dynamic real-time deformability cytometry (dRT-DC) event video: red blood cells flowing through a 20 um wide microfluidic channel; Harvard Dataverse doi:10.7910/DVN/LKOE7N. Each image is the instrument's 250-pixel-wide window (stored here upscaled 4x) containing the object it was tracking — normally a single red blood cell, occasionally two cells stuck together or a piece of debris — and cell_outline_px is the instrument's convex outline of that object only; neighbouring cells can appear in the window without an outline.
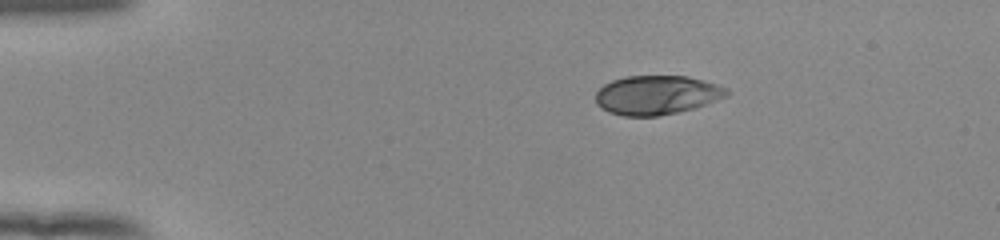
{"species": "human", "species_latin": "Homo sapiens", "temperature_condition": "room temperature", "stored_images_in_passage": 44, "camera_frame_rate_fps": 3000, "um_per_image_px": 0.085, "donor": {"sex": "female"}, "frame": {"image": 1, "passage_image": 1, "time_ms": 0.0, "image_size_px": [1000, 240], "cell_outline_px": [[728, 96], [696, 108], [656, 116], [624, 116], [608, 112], [600, 108], [596, 104], [596, 92], [604, 84], [612, 80], [624, 76], [688, 76], [716, 84], [728, 88]], "centroid_in_image_um": [55.81, 8.08], "position_along_channel_um": 29.2, "area_um2": 30.0}}
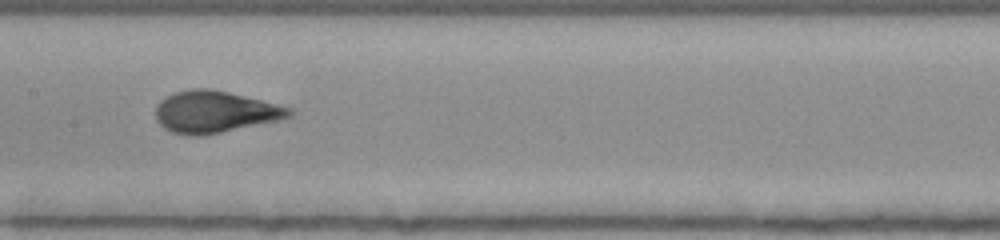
{"frame": {"image": 2, "passage_image": 19, "time_ms": 6.0, "image_size_px": [1000, 240], "cell_outline_px": [[296, 112], [292, 116], [276, 120], [220, 132], [172, 132], [164, 128], [156, 120], [156, 104], [160, 100], [176, 92], [192, 88], [208, 88], [228, 92], [292, 108]], "centroid_in_image_um": [18.27, 9.46], "position_along_channel_um": 189.1, "area_um2": 31.33}}
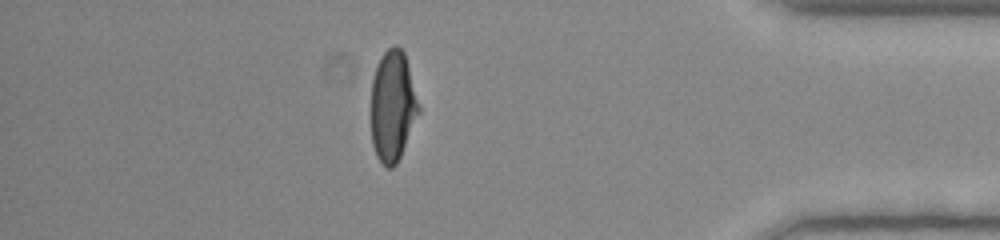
{"frame": {"image": 3, "passage_image": 38, "time_ms": 12.333, "image_size_px": [1000, 240], "cell_outline_px": [[420, 112], [400, 156], [396, 164], [392, 168], [388, 168], [376, 156], [372, 144], [372, 80], [376, 64], [384, 52], [388, 48], [396, 44], [404, 52], [420, 108]], "centroid_in_image_um": [33.37, 9.0], "position_along_channel_um": 401.8, "area_um2": 30.46}, "authors_computed_cell_mechanics": {"area_um2": 31.5588, "velocity_mm_per_s": 3.8835, "shape_relaxation_time_tau1_ms": 5.1503, "shape_relaxation_time_tau2_ms": null, "deformation_change_tau1": 0.2133, "deformation_change_tau2": null}}